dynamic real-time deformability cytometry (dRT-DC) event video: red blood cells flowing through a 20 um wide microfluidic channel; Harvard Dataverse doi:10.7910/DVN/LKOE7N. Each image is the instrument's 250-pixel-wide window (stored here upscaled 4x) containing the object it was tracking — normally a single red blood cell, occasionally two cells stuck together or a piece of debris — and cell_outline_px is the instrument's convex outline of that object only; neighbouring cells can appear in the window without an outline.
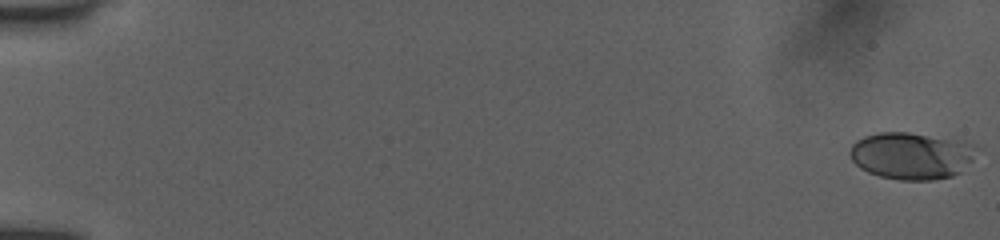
{"species": "human", "species_latin": "Homo sapiens", "temperature_condition": "room temperature", "stored_images_in_passage": 19, "camera_frame_rate_fps": 3000, "um_per_image_px": 0.085, "donor": {"sex": "female"}, "frame": {"image": 1, "passage_image": 1, "time_ms": 0.0, "image_size_px": [1000, 240], "cell_outline_px": [[980, 148], [972, 160], [960, 172], [952, 176], [932, 180], [900, 180], [880, 176], [868, 172], [860, 168], [852, 160], [848, 152], [852, 144], [856, 140], [864, 136], [880, 132], [908, 132], [964, 140], [976, 144]], "centroid_in_image_um": [77.51, 13.22], "position_along_channel_um": 7.5, "area_um2": 35.2}}
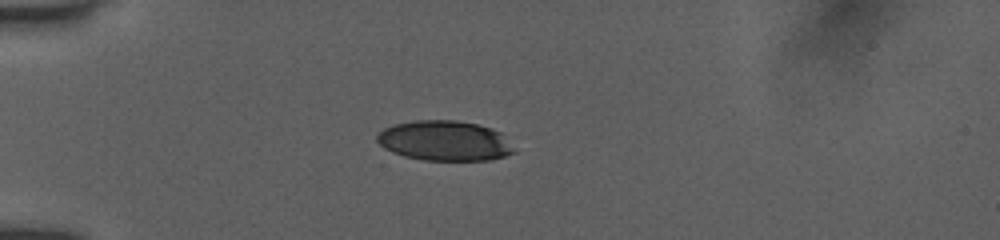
{"frame": {"image": 2, "passage_image": 14, "time_ms": 5.0, "image_size_px": [1000, 240], "cell_outline_px": [[516, 152], [504, 156], [488, 160], [424, 160], [404, 156], [392, 152], [384, 148], [376, 140], [376, 136], [384, 128], [392, 124], [412, 120], [456, 120], [476, 124], [492, 128], [500, 132]], "centroid_in_image_um": [37.75, 11.95], "position_along_channel_um": 47.2, "area_um2": 31.96}}
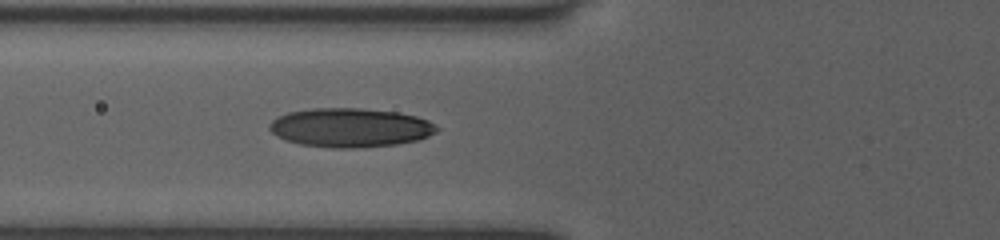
{"frame": {"image": 3, "passage_image": 19, "time_ms": 7.0, "image_size_px": [1000, 240], "cell_outline_px": [[440, 128], [436, 132], [420, 140], [396, 144], [360, 148], [332, 148], [300, 144], [276, 136], [268, 128], [268, 124], [272, 120], [288, 112], [312, 108], [360, 108], [396, 112], [416, 116], [428, 120]], "centroid_in_image_um": [29.78, 10.85], "position_along_channel_um": 96.0, "area_um2": 38.15}}